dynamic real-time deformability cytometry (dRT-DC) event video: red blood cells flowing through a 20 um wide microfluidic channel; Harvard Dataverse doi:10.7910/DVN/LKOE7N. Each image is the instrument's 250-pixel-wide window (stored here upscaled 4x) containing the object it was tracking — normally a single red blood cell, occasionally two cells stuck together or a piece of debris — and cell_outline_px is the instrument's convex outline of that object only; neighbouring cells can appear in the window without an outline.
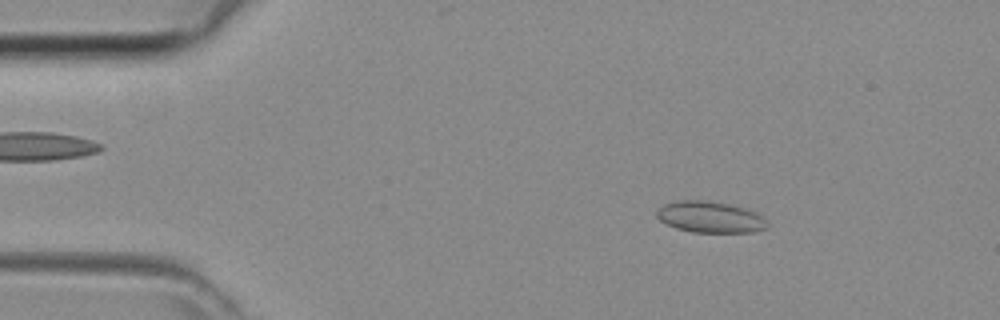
{"species": "common noctule bat (a hibernating species)", "species_latin": "Nyctalus noctula", "temperature_condition": "room temperature", "stored_images_in_passage": 44, "camera_frame_rate_fps": 3000, "um_per_image_px": 0.085, "animal": {"sex": "female", "body_mass_g": 29.2, "forearm_length_mm": 56.3}, "frame": {"image": 1, "passage_image": 6, "time_ms": 1.667, "image_size_px": [1000, 320], "cell_outline_px": [[768, 228], [752, 232], [692, 232], [676, 228], [660, 220], [656, 216], [656, 208], [664, 204], [676, 200], [704, 200], [728, 204], [744, 208], [756, 212], [768, 224]], "centroid_in_image_um": [60.32, 18.44], "position_along_channel_um": 24.7, "area_um2": 20.11}}
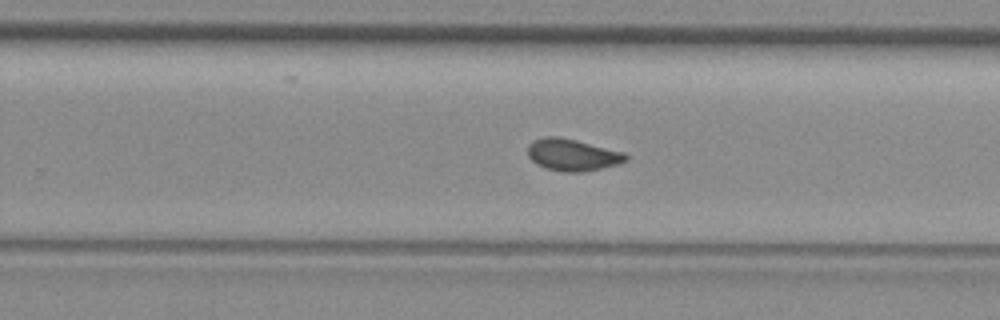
{"frame": {"image": 2, "passage_image": 27, "time_ms": 8.667, "image_size_px": [1000, 320], "cell_outline_px": [[628, 160], [616, 164], [600, 168], [580, 172], [564, 172], [544, 168], [536, 164], [528, 156], [528, 144], [532, 140], [544, 136], [556, 136], [576, 140], [624, 152], [628, 156]], "centroid_in_image_um": [48.61, 13.15], "position_along_channel_um": 281.2, "area_um2": 18.21}}
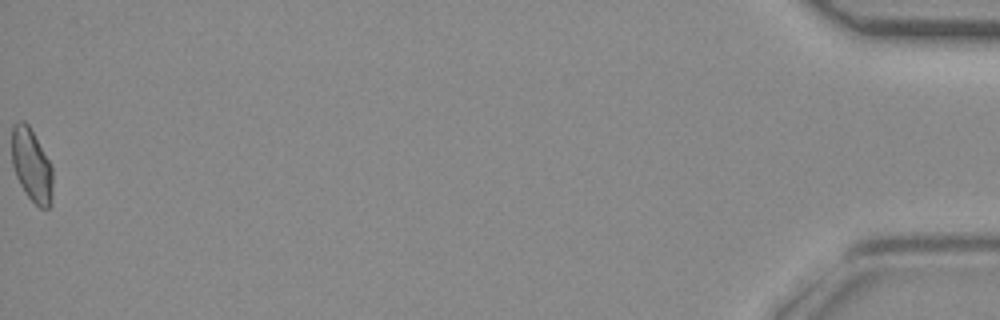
{"frame": {"image": 3, "passage_image": 44, "time_ms": 14.333, "image_size_px": [1000, 320], "cell_outline_px": [[52, 204], [48, 208], [40, 208], [24, 192], [16, 176], [12, 164], [12, 124], [16, 120], [24, 120], [28, 124], [52, 164]], "centroid_in_image_um": [2.69, 14.02], "position_along_channel_um": 432.5, "area_um2": 17.69}}